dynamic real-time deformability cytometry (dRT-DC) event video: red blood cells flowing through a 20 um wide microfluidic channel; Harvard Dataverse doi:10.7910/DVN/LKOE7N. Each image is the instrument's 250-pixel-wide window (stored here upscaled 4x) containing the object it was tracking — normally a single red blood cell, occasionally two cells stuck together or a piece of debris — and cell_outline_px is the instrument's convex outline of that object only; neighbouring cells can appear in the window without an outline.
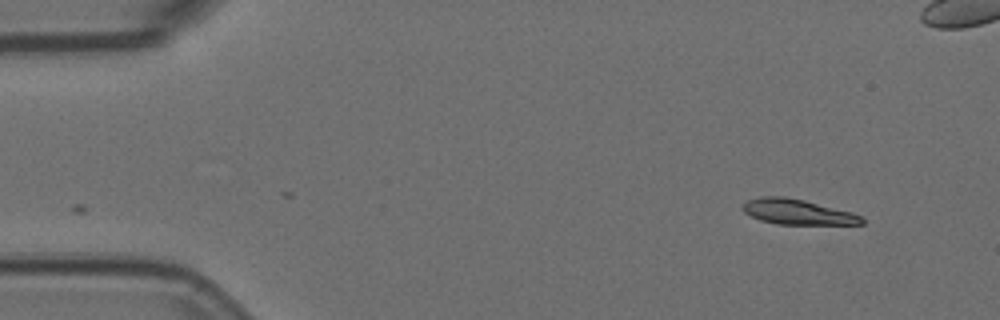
{"species": "Egyptian fruit bat (a non-hibernating species)", "species_latin": "Rousettus aegyptiacus", "temperature_condition": "room temperature", "stored_images_in_passage": 2, "camera_frame_rate_fps": 3000, "um_per_image_px": 0.085, "animal": {"sex": "female"}, "frame": {"image": 1, "passage_image": 2, "time_ms": 0.333, "image_size_px": [1000, 320], "cell_outline_px": [[864, 224], [776, 224], [760, 220], [744, 212], [740, 208], [748, 200], [760, 196], [784, 196], [804, 200], [852, 212], [860, 216], [864, 220]], "centroid_in_image_um": [67.76, 18.0], "position_along_channel_um": 17.2, "area_um2": 17.46}}